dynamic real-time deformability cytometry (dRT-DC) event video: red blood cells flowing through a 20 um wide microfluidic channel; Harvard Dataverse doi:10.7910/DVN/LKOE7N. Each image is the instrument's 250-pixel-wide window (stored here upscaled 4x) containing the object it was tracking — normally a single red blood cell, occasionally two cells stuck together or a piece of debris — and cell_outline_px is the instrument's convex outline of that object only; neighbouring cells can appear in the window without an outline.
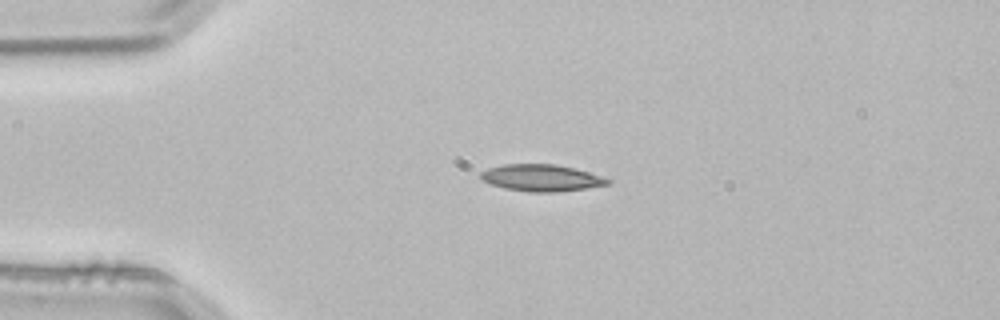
{"species": "common noctule bat (a hibernating species)", "species_latin": "Nyctalus noctula", "temperature_condition": "room temperature", "stored_images_in_passage": 2, "camera_frame_rate_fps": 3000, "um_per_image_px": 0.085, "animal": {"sex": "male", "body_mass_g": 21.5, "forearm_length_mm": 52.0}, "frame": {"image": 1, "passage_image": 2, "time_ms": 0.333, "image_size_px": [1000, 320], "cell_outline_px": [[612, 180], [608, 184], [588, 188], [556, 192], [528, 192], [504, 188], [480, 180], [480, 172], [488, 168], [504, 164], [556, 164], [576, 168], [604, 176]], "centroid_in_image_um": [46.04, 15.11], "position_along_channel_um": 39.0, "area_um2": 20.06}}